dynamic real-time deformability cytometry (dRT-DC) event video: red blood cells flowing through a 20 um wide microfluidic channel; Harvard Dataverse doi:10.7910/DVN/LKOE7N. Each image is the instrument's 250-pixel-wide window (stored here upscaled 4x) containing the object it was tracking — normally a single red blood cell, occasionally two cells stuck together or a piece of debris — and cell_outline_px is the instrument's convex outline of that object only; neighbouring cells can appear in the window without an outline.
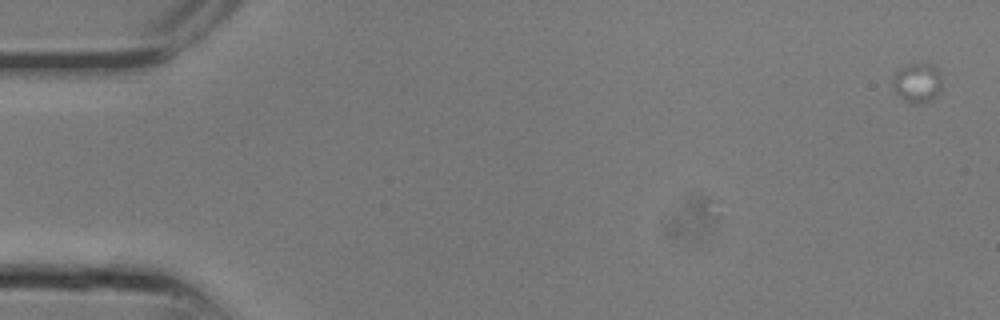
{"species": "common noctule bat (a hibernating species)", "species_latin": "Nyctalus noctula", "temperature_condition": "room temperature", "stored_images_in_passage": 6, "camera_frame_rate_fps": 3000, "um_per_image_px": 0.085, "animal": {"sex": "male", "body_mass_g": 13.3}, "frame": {"image": 1, "passage_image": 1, "time_ms": 0.0, "image_size_px": [1000, 320], "cell_outline_px": [[940, 92], [932, 100], [916, 104], [912, 104], [904, 100], [892, 92], [892, 80], [896, 72], [904, 68], [916, 64], [928, 64], [936, 68], [940, 72]], "centroid_in_image_um": [77.94, 7.1], "position_along_channel_um": 7.1, "area_um2": 11.21}}